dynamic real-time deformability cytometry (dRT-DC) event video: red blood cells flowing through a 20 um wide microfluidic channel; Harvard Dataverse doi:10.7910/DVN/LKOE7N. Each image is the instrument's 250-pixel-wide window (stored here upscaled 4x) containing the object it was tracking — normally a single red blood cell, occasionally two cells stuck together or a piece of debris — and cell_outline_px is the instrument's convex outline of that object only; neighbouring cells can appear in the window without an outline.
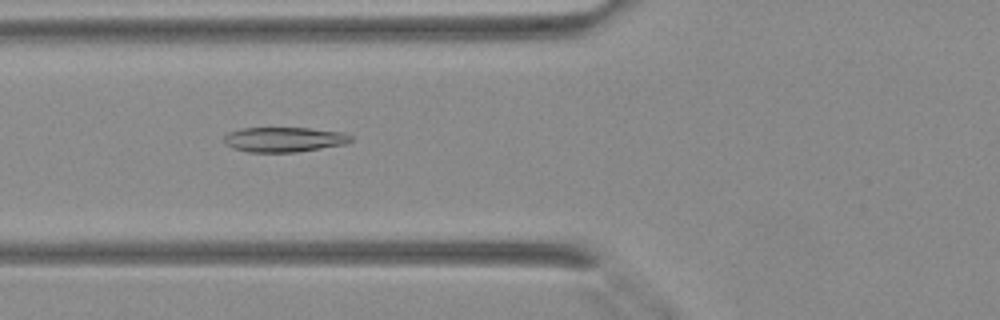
{"species": "Egyptian fruit bat (a non-hibernating species)", "species_latin": "Rousettus aegyptiacus", "temperature_condition": "warm", "stored_images_in_passage": 34, "camera_frame_rate_fps": 3000, "um_per_image_px": 0.085, "animal": {"sex": "female"}, "frame": {"image": 1, "passage_image": 9, "time_ms": 2.667, "image_size_px": [1000, 320], "cell_outline_px": [[352, 140], [344, 144], [296, 152], [248, 152], [232, 148], [224, 144], [224, 136], [228, 132], [244, 128], [308, 128], [344, 132], [352, 136]], "centroid_in_image_um": [24.12, 11.85], "position_along_channel_um": 101.7, "area_um2": 18.38}}
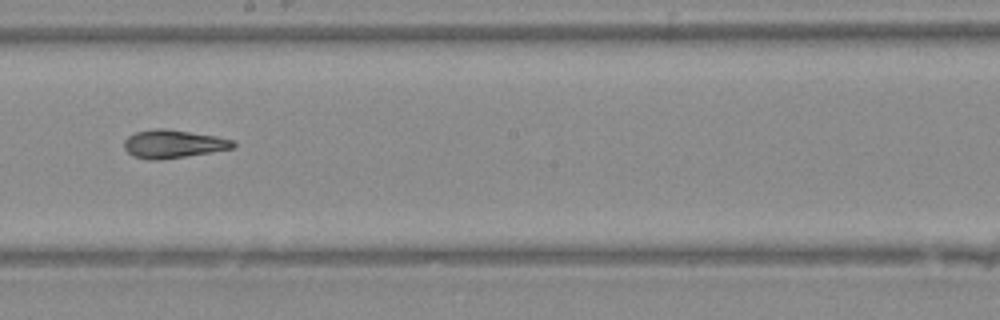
{"frame": {"image": 2, "passage_image": 17, "time_ms": 5.333, "image_size_px": [1000, 320], "cell_outline_px": [[236, 144], [232, 148], [212, 152], [156, 160], [148, 160], [132, 156], [124, 148], [124, 140], [128, 136], [136, 132], [156, 128], [160, 128], [216, 136], [232, 140]], "centroid_in_image_um": [14.68, 12.24], "position_along_channel_um": 233.5, "area_um2": 17.63}}
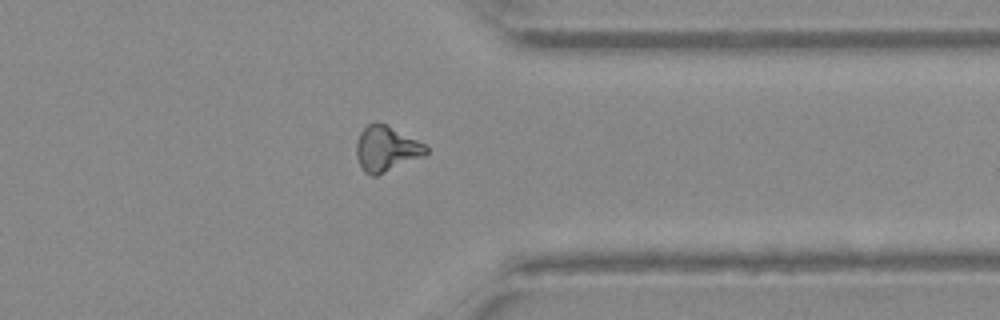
{"frame": {"image": 3, "passage_image": 26, "time_ms": 8.333, "image_size_px": [1000, 320], "cell_outline_px": [[428, 152], [424, 156], [376, 176], [372, 176], [364, 172], [356, 156], [356, 140], [360, 132], [368, 124], [384, 124], [424, 144], [428, 148]], "centroid_in_image_um": [32.81, 12.68], "position_along_channel_um": 378.6, "area_um2": 18.03}}